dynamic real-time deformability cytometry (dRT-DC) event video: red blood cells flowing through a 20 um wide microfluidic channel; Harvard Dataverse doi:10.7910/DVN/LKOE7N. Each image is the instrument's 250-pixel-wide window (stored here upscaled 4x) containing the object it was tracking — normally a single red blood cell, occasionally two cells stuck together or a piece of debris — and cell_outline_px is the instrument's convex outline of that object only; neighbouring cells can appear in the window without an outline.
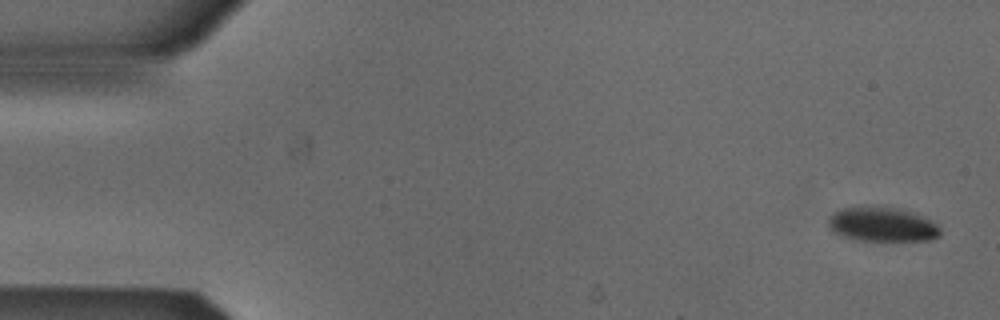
{"species": "Egyptian fruit bat (a non-hibernating species)", "species_latin": "Rousettus aegyptiacus", "temperature_condition": "cold", "stored_images_in_passage": 52, "camera_frame_rate_fps": 3000, "um_per_image_px": 0.085, "animal": {"sex": "male"}, "frame": {"image": 1, "passage_image": 1, "time_ms": 0.0, "image_size_px": [1000, 320], "cell_outline_px": [[940, 236], [932, 240], [860, 240], [840, 236], [828, 224], [828, 216], [844, 208], [864, 204], [880, 204], [900, 208], [912, 212], [936, 224], [940, 228]], "centroid_in_image_um": [74.97, 19.03], "position_along_channel_um": 10.0, "area_um2": 22.77}}
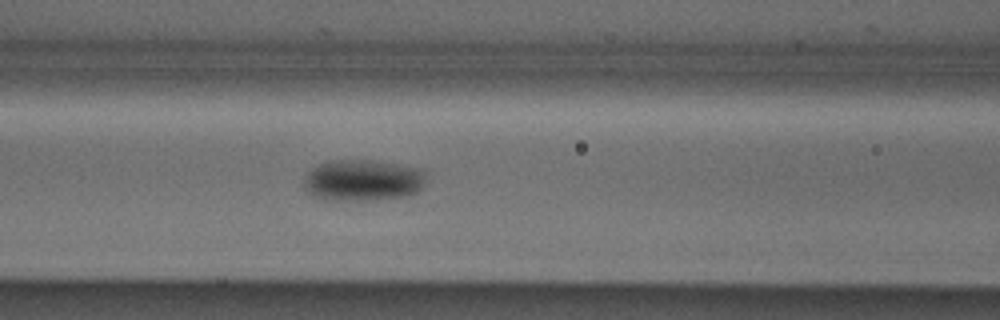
{"frame": {"image": 2, "passage_image": 21, "time_ms": 6.667, "image_size_px": [1000, 320], "cell_outline_px": [[424, 188], [408, 196], [376, 200], [332, 200], [312, 196], [304, 188], [304, 180], [308, 172], [312, 168], [320, 164], [332, 160], [372, 160], [420, 168], [424, 172]], "centroid_in_image_um": [30.85, 15.33], "position_along_channel_um": 135.8, "area_um2": 29.59}}
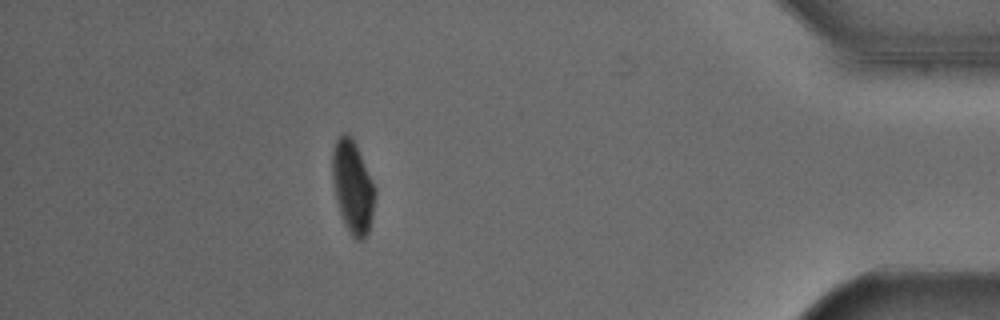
{"frame": {"image": 3, "passage_image": 46, "time_ms": 15.0, "image_size_px": [1000, 320], "cell_outline_px": [[376, 192], [372, 216], [368, 232], [364, 240], [356, 240], [352, 236], [344, 224], [336, 200], [332, 176], [332, 152], [336, 140], [344, 132], [348, 132], [352, 136], [356, 144], [376, 188]], "centroid_in_image_um": [29.98, 15.87], "position_along_channel_um": 405.2, "area_um2": 23.12}, "authors_computed_cell_mechanics": {"area_um2": 25.3453, "velocity_mm_per_s": 3.8545, "shape_relaxation_time_tau1_ms": 4.4081, "shape_relaxation_time_tau2_ms": null, "deformation_change_tau1": 0.1057, "deformation_change_tau2": null}}